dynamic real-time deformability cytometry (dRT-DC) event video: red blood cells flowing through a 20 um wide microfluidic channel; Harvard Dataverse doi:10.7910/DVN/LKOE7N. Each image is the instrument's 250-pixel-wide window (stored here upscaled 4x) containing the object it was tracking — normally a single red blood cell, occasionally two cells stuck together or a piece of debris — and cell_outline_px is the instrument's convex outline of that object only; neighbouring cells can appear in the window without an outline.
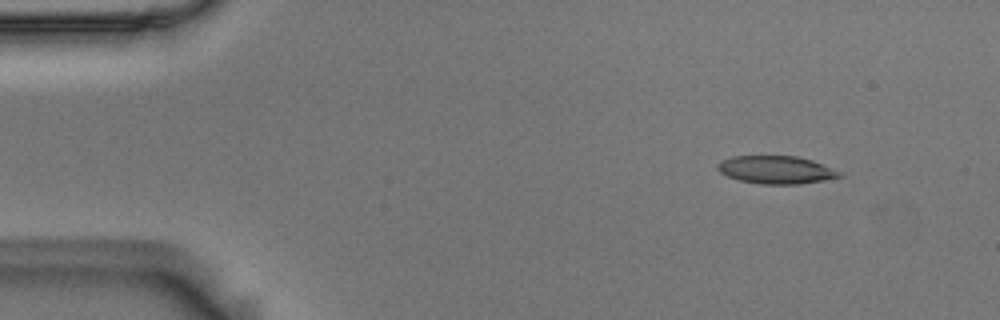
{"species": "Egyptian fruit bat (a non-hibernating species)", "species_latin": "Rousettus aegyptiacus", "temperature_condition": "room temperature", "stored_images_in_passage": 5, "camera_frame_rate_fps": 3000, "um_per_image_px": 0.085, "animal": {"sex": "male"}, "frame": {"image": 1, "passage_image": 2, "time_ms": 0.333, "image_size_px": [1000, 320], "cell_outline_px": [[844, 176], [824, 180], [796, 184], [760, 184], [740, 180], [728, 176], [720, 172], [716, 168], [716, 164], [732, 156], [796, 156], [812, 160], [844, 172]], "centroid_in_image_um": [66.01, 14.43], "position_along_channel_um": 19.0, "area_um2": 19.83}}
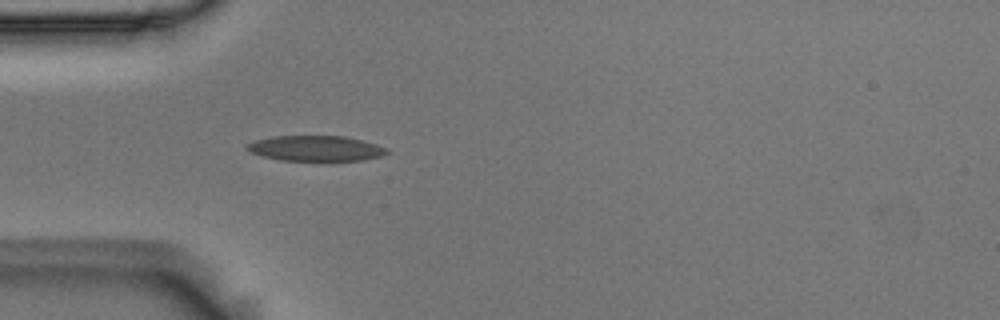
{"frame": {"image": 2, "passage_image": 5, "time_ms": 1.333, "image_size_px": [1000, 320], "cell_outline_px": [[392, 152], [384, 156], [364, 160], [280, 160], [264, 156], [252, 152], [244, 148], [244, 144], [256, 140], [272, 136], [344, 136], [364, 140], [388, 148]], "centroid_in_image_um": [26.9, 12.6], "position_along_channel_um": 58.1, "area_um2": 20.87}}